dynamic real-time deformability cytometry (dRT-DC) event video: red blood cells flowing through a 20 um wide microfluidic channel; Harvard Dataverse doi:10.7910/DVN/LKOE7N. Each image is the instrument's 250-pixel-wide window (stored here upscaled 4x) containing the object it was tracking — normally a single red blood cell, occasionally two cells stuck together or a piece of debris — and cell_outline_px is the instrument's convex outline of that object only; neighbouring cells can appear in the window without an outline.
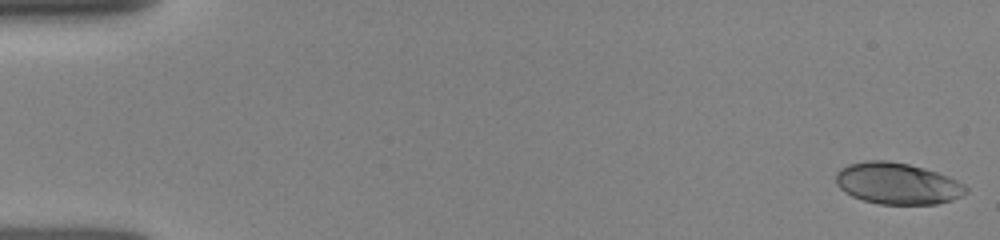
{"species": "human", "species_latin": "Homo sapiens", "temperature_condition": "room temperature", "stored_images_in_passage": 13, "camera_frame_rate_fps": 3000, "um_per_image_px": 0.085, "donor": {"sex": "female"}, "frame": {"image": 1, "passage_image": 1, "time_ms": 0.0, "image_size_px": [1000, 240], "cell_outline_px": [[968, 192], [952, 200], [936, 204], [880, 204], [864, 200], [852, 196], [844, 192], [836, 184], [836, 172], [840, 168], [848, 164], [864, 160], [888, 160], [908, 164], [924, 168], [948, 176], [964, 184], [968, 188]], "centroid_in_image_um": [76.26, 15.59], "position_along_channel_um": 8.7, "area_um2": 31.56}}
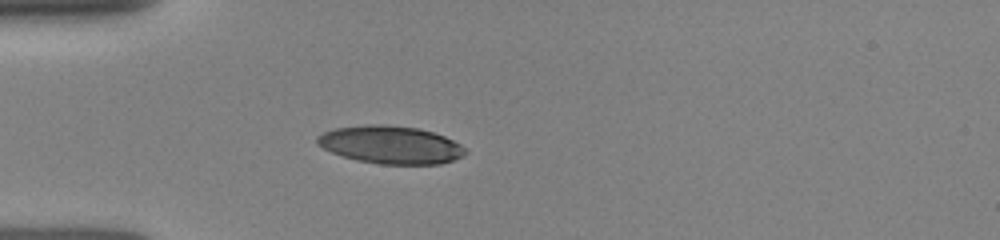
{"frame": {"image": 2, "passage_image": 10, "time_ms": 4.333, "image_size_px": [1000, 240], "cell_outline_px": [[468, 152], [464, 156], [440, 164], [380, 164], [356, 160], [332, 152], [316, 144], [316, 136], [324, 132], [336, 128], [364, 124], [384, 124], [416, 128], [432, 132], [444, 136], [460, 144]], "centroid_in_image_um": [33.19, 12.3], "position_along_channel_um": 51.8, "area_um2": 32.6}}
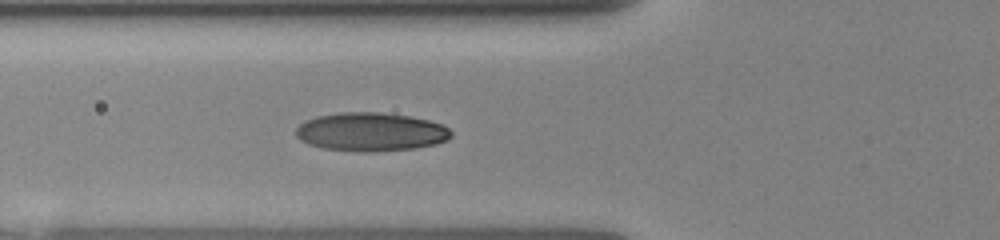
{"frame": {"image": 3, "passage_image": 13, "time_ms": 5.667, "image_size_px": [1000, 240], "cell_outline_px": [[452, 136], [448, 140], [436, 144], [412, 148], [368, 152], [360, 152], [324, 148], [308, 144], [300, 140], [296, 136], [296, 128], [304, 120], [316, 116], [340, 112], [380, 112], [408, 116], [428, 120], [444, 124], [452, 132]], "centroid_in_image_um": [31.51, 11.2], "position_along_channel_um": 94.3, "area_um2": 35.03}}